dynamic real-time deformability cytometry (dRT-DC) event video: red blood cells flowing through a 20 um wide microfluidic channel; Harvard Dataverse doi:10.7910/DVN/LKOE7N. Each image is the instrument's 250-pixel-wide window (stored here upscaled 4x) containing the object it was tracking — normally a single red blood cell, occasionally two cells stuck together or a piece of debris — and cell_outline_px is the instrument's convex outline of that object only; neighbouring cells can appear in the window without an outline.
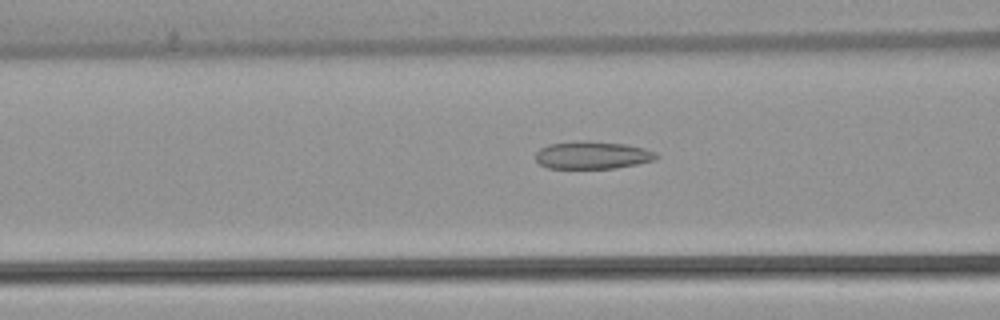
{"species": "common noctule bat (a hibernating species)", "species_latin": "Nyctalus noctula", "temperature_condition": "warm", "stored_images_in_passage": 30, "camera_frame_rate_fps": 3000, "um_per_image_px": 0.085, "animal": {"sex": "female", "body_mass_g": 22.7, "forearm_length_mm": 54.2}, "frame": {"image": 1, "passage_image": 8, "time_ms": 2.333, "image_size_px": [1000, 320], "cell_outline_px": [[660, 156], [656, 160], [616, 168], [548, 168], [540, 164], [536, 160], [536, 152], [540, 148], [548, 144], [628, 144], [644, 148], [656, 152]], "centroid_in_image_um": [50.42, 13.24], "position_along_channel_um": 116.2, "area_um2": 18.44}}
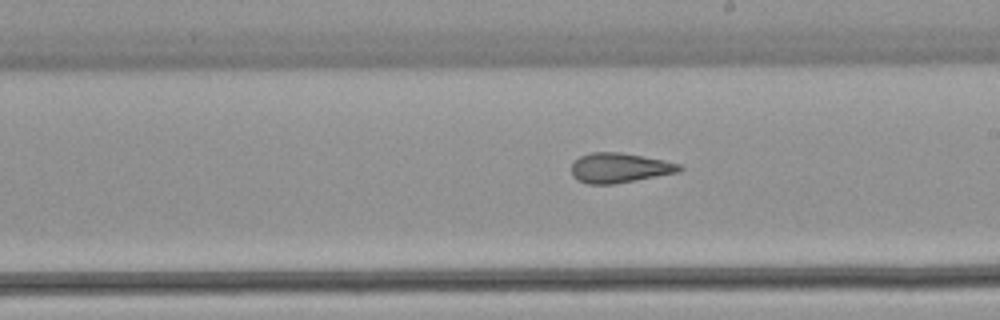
{"frame": {"image": 2, "passage_image": 17, "time_ms": 5.333, "image_size_px": [1000, 320], "cell_outline_px": [[684, 168], [680, 172], [616, 184], [588, 184], [576, 180], [572, 176], [572, 164], [580, 156], [592, 152], [620, 152], [664, 160], [680, 164]], "centroid_in_image_um": [52.67, 14.28], "position_along_channel_um": 236.3, "area_um2": 18.9}}
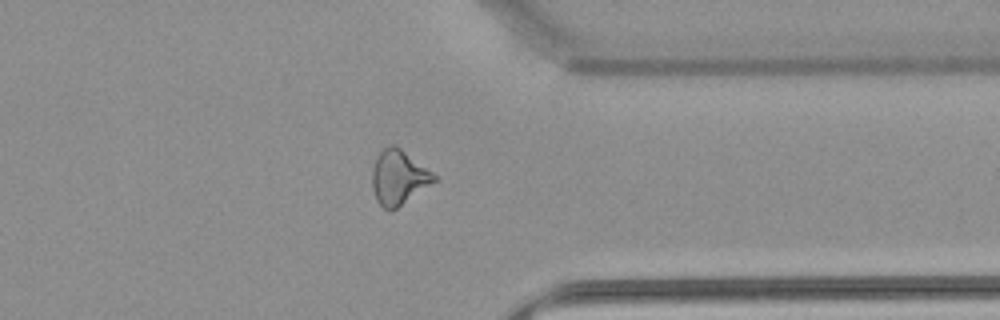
{"frame": {"image": 3, "passage_image": 28, "time_ms": 9.0, "image_size_px": [1000, 320], "cell_outline_px": [[436, 180], [396, 208], [388, 212], [376, 200], [372, 188], [372, 168], [376, 156], [384, 148], [392, 144], [396, 144], [432, 172], [436, 176]], "centroid_in_image_um": [33.84, 15.06], "position_along_channel_um": 377.6, "area_um2": 19.48}}